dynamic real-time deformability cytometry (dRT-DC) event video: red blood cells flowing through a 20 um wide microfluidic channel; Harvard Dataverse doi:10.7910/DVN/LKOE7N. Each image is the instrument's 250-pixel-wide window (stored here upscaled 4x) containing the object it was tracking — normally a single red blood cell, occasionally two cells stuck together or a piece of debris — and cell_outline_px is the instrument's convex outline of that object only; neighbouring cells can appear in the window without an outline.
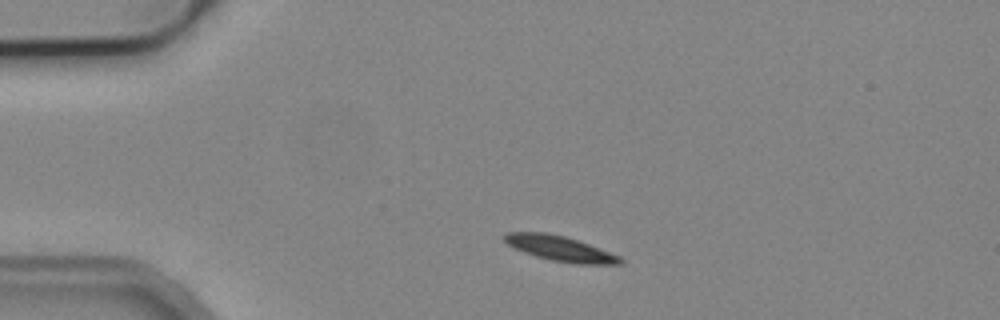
{"species": "common noctule bat (a hibernating species)", "species_latin": "Nyctalus noctula", "temperature_condition": "cold", "stored_images_in_passage": 2, "camera_frame_rate_fps": 3000, "um_per_image_px": 0.085, "animal": {"sex": "male", "body_mass_g": 19.2, "forearm_length_mm": 51.8}, "frame": {"image": 1, "passage_image": 1, "time_ms": 0.0, "image_size_px": [1000, 320], "cell_outline_px": [[624, 264], [576, 264], [552, 260], [536, 256], [524, 252], [508, 244], [504, 240], [504, 236], [508, 232], [548, 232], [564, 236], [588, 244], [620, 256], [624, 260]], "centroid_in_image_um": [47.64, 21.13], "position_along_channel_um": 37.4, "area_um2": 16.76}}